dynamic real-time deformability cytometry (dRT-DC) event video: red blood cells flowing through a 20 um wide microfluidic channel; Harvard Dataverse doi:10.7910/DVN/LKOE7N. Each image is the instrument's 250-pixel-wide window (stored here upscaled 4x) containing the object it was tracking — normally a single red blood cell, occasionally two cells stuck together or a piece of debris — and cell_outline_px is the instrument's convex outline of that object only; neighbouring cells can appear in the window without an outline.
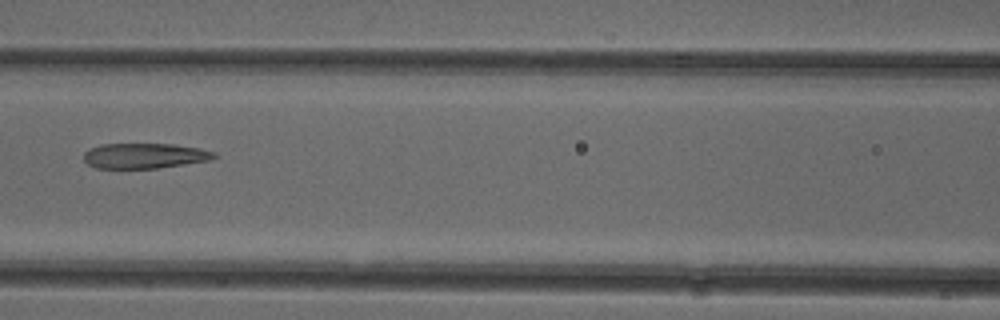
{"species": "common noctule bat (a hibernating species)", "species_latin": "Nyctalus noctula", "temperature_condition": "cold", "stored_images_in_passage": 6, "camera_frame_rate_fps": 3000, "um_per_image_px": 0.085, "animal": {"sex": "female"}, "frame": {"image": 1, "passage_image": 6, "time_ms": 7.0, "image_size_px": [1000, 320], "cell_outline_px": [[216, 156], [208, 160], [184, 164], [156, 168], [96, 168], [88, 164], [84, 160], [84, 152], [88, 148], [100, 144], [172, 144], [200, 148], [216, 152]], "centroid_in_image_um": [12.25, 13.23], "position_along_channel_um": 154.4, "area_um2": 19.13}}